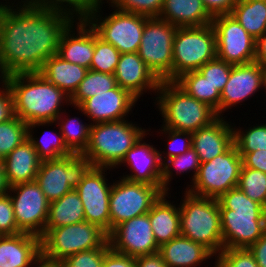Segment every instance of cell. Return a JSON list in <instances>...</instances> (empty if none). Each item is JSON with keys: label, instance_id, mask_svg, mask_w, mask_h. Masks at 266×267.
<instances>
[{"label": "cell", "instance_id": "38", "mask_svg": "<svg viewBox=\"0 0 266 267\" xmlns=\"http://www.w3.org/2000/svg\"><path fill=\"white\" fill-rule=\"evenodd\" d=\"M28 139V124L17 116L0 123V155L5 158Z\"/></svg>", "mask_w": 266, "mask_h": 267}, {"label": "cell", "instance_id": "32", "mask_svg": "<svg viewBox=\"0 0 266 267\" xmlns=\"http://www.w3.org/2000/svg\"><path fill=\"white\" fill-rule=\"evenodd\" d=\"M174 82L188 95L209 105L220 116L221 93L198 70L186 72Z\"/></svg>", "mask_w": 266, "mask_h": 267}, {"label": "cell", "instance_id": "36", "mask_svg": "<svg viewBox=\"0 0 266 267\" xmlns=\"http://www.w3.org/2000/svg\"><path fill=\"white\" fill-rule=\"evenodd\" d=\"M63 114L64 113L58 116L56 119L57 123L55 125L58 124L60 127L59 131L62 133L63 140L67 148L73 154H82L86 150L89 142L91 123L84 124L77 117L66 118L65 120V118L63 119Z\"/></svg>", "mask_w": 266, "mask_h": 267}, {"label": "cell", "instance_id": "8", "mask_svg": "<svg viewBox=\"0 0 266 267\" xmlns=\"http://www.w3.org/2000/svg\"><path fill=\"white\" fill-rule=\"evenodd\" d=\"M172 48V81H175L182 74L197 71L217 57L213 25L178 27Z\"/></svg>", "mask_w": 266, "mask_h": 267}, {"label": "cell", "instance_id": "14", "mask_svg": "<svg viewBox=\"0 0 266 267\" xmlns=\"http://www.w3.org/2000/svg\"><path fill=\"white\" fill-rule=\"evenodd\" d=\"M8 194L11 197L17 227L22 232L41 238L45 234L50 202L39 184L36 181L19 183L9 187Z\"/></svg>", "mask_w": 266, "mask_h": 267}, {"label": "cell", "instance_id": "30", "mask_svg": "<svg viewBox=\"0 0 266 267\" xmlns=\"http://www.w3.org/2000/svg\"><path fill=\"white\" fill-rule=\"evenodd\" d=\"M83 221H85L83 203L78 192L73 189L60 199L49 203L45 233L52 228L77 224Z\"/></svg>", "mask_w": 266, "mask_h": 267}, {"label": "cell", "instance_id": "49", "mask_svg": "<svg viewBox=\"0 0 266 267\" xmlns=\"http://www.w3.org/2000/svg\"><path fill=\"white\" fill-rule=\"evenodd\" d=\"M102 267H137L134 257L114 251L111 247L104 254Z\"/></svg>", "mask_w": 266, "mask_h": 267}, {"label": "cell", "instance_id": "22", "mask_svg": "<svg viewBox=\"0 0 266 267\" xmlns=\"http://www.w3.org/2000/svg\"><path fill=\"white\" fill-rule=\"evenodd\" d=\"M76 24L77 32L74 31L73 22L62 33L57 55L65 61L90 69L94 54V29L86 20H79ZM73 32L77 33L76 36Z\"/></svg>", "mask_w": 266, "mask_h": 267}, {"label": "cell", "instance_id": "54", "mask_svg": "<svg viewBox=\"0 0 266 267\" xmlns=\"http://www.w3.org/2000/svg\"><path fill=\"white\" fill-rule=\"evenodd\" d=\"M255 62L266 67V32L256 41Z\"/></svg>", "mask_w": 266, "mask_h": 267}, {"label": "cell", "instance_id": "5", "mask_svg": "<svg viewBox=\"0 0 266 267\" xmlns=\"http://www.w3.org/2000/svg\"><path fill=\"white\" fill-rule=\"evenodd\" d=\"M180 207V233L203 245L214 256L223 249L221 215L217 199L186 190Z\"/></svg>", "mask_w": 266, "mask_h": 267}, {"label": "cell", "instance_id": "21", "mask_svg": "<svg viewBox=\"0 0 266 267\" xmlns=\"http://www.w3.org/2000/svg\"><path fill=\"white\" fill-rule=\"evenodd\" d=\"M114 76L117 85L127 90L137 100L144 91L147 92V89L157 93L161 82L137 52L120 55Z\"/></svg>", "mask_w": 266, "mask_h": 267}, {"label": "cell", "instance_id": "55", "mask_svg": "<svg viewBox=\"0 0 266 267\" xmlns=\"http://www.w3.org/2000/svg\"><path fill=\"white\" fill-rule=\"evenodd\" d=\"M9 186L5 178L3 166L0 165V196L8 194Z\"/></svg>", "mask_w": 266, "mask_h": 267}, {"label": "cell", "instance_id": "16", "mask_svg": "<svg viewBox=\"0 0 266 267\" xmlns=\"http://www.w3.org/2000/svg\"><path fill=\"white\" fill-rule=\"evenodd\" d=\"M110 168L92 166L75 189L83 203L85 221L98 225L110 233V192L105 172Z\"/></svg>", "mask_w": 266, "mask_h": 267}, {"label": "cell", "instance_id": "50", "mask_svg": "<svg viewBox=\"0 0 266 267\" xmlns=\"http://www.w3.org/2000/svg\"><path fill=\"white\" fill-rule=\"evenodd\" d=\"M242 157V165L250 169H256L266 174V150H256L250 153H239Z\"/></svg>", "mask_w": 266, "mask_h": 267}, {"label": "cell", "instance_id": "51", "mask_svg": "<svg viewBox=\"0 0 266 267\" xmlns=\"http://www.w3.org/2000/svg\"><path fill=\"white\" fill-rule=\"evenodd\" d=\"M212 17L230 14L238 0H202Z\"/></svg>", "mask_w": 266, "mask_h": 267}, {"label": "cell", "instance_id": "20", "mask_svg": "<svg viewBox=\"0 0 266 267\" xmlns=\"http://www.w3.org/2000/svg\"><path fill=\"white\" fill-rule=\"evenodd\" d=\"M148 134L142 135L120 162V166L124 163L129 166L131 171V174L123 175L122 178L131 182H142L162 187L160 153L159 150L143 140Z\"/></svg>", "mask_w": 266, "mask_h": 267}, {"label": "cell", "instance_id": "15", "mask_svg": "<svg viewBox=\"0 0 266 267\" xmlns=\"http://www.w3.org/2000/svg\"><path fill=\"white\" fill-rule=\"evenodd\" d=\"M217 57L232 65L255 61L256 40L231 15L213 17Z\"/></svg>", "mask_w": 266, "mask_h": 267}, {"label": "cell", "instance_id": "42", "mask_svg": "<svg viewBox=\"0 0 266 267\" xmlns=\"http://www.w3.org/2000/svg\"><path fill=\"white\" fill-rule=\"evenodd\" d=\"M111 7L123 12L158 17L163 8L164 0H108Z\"/></svg>", "mask_w": 266, "mask_h": 267}, {"label": "cell", "instance_id": "9", "mask_svg": "<svg viewBox=\"0 0 266 267\" xmlns=\"http://www.w3.org/2000/svg\"><path fill=\"white\" fill-rule=\"evenodd\" d=\"M241 167L242 157L233 143L224 153L201 163L196 178L186 190L197 196L218 199L237 187Z\"/></svg>", "mask_w": 266, "mask_h": 267}, {"label": "cell", "instance_id": "35", "mask_svg": "<svg viewBox=\"0 0 266 267\" xmlns=\"http://www.w3.org/2000/svg\"><path fill=\"white\" fill-rule=\"evenodd\" d=\"M117 85L114 74L88 70L78 89L70 98V105L80 106L86 99L107 92Z\"/></svg>", "mask_w": 266, "mask_h": 267}, {"label": "cell", "instance_id": "17", "mask_svg": "<svg viewBox=\"0 0 266 267\" xmlns=\"http://www.w3.org/2000/svg\"><path fill=\"white\" fill-rule=\"evenodd\" d=\"M108 241L114 251L134 258L159 251L148 213L117 225L108 234Z\"/></svg>", "mask_w": 266, "mask_h": 267}, {"label": "cell", "instance_id": "24", "mask_svg": "<svg viewBox=\"0 0 266 267\" xmlns=\"http://www.w3.org/2000/svg\"><path fill=\"white\" fill-rule=\"evenodd\" d=\"M41 258V238L21 232L0 236V267H30Z\"/></svg>", "mask_w": 266, "mask_h": 267}, {"label": "cell", "instance_id": "37", "mask_svg": "<svg viewBox=\"0 0 266 267\" xmlns=\"http://www.w3.org/2000/svg\"><path fill=\"white\" fill-rule=\"evenodd\" d=\"M200 164L201 162L199 160V157L197 153L193 150V148L189 149L188 151L179 156L167 159L162 164V189L165 192H168L169 186L167 185H169V182L171 181V179H173L172 171H175V169L177 174H182L184 172L187 174L192 171L194 175L192 176L191 182H193L198 173Z\"/></svg>", "mask_w": 266, "mask_h": 267}, {"label": "cell", "instance_id": "7", "mask_svg": "<svg viewBox=\"0 0 266 267\" xmlns=\"http://www.w3.org/2000/svg\"><path fill=\"white\" fill-rule=\"evenodd\" d=\"M100 247H110L108 233L87 221L52 228L41 237V257L53 262Z\"/></svg>", "mask_w": 266, "mask_h": 267}, {"label": "cell", "instance_id": "13", "mask_svg": "<svg viewBox=\"0 0 266 267\" xmlns=\"http://www.w3.org/2000/svg\"><path fill=\"white\" fill-rule=\"evenodd\" d=\"M100 10L86 20L98 36L112 44L121 54L138 52L148 17L115 9L103 18Z\"/></svg>", "mask_w": 266, "mask_h": 267}, {"label": "cell", "instance_id": "48", "mask_svg": "<svg viewBox=\"0 0 266 267\" xmlns=\"http://www.w3.org/2000/svg\"><path fill=\"white\" fill-rule=\"evenodd\" d=\"M0 123L11 119L14 116L13 97L10 87L7 83L0 79Z\"/></svg>", "mask_w": 266, "mask_h": 267}, {"label": "cell", "instance_id": "10", "mask_svg": "<svg viewBox=\"0 0 266 267\" xmlns=\"http://www.w3.org/2000/svg\"><path fill=\"white\" fill-rule=\"evenodd\" d=\"M177 26L159 17H148L138 55L160 81H172L173 41Z\"/></svg>", "mask_w": 266, "mask_h": 267}, {"label": "cell", "instance_id": "6", "mask_svg": "<svg viewBox=\"0 0 266 267\" xmlns=\"http://www.w3.org/2000/svg\"><path fill=\"white\" fill-rule=\"evenodd\" d=\"M147 131L132 122L120 120L92 124L89 142L82 153L92 166L103 168L118 167L137 140Z\"/></svg>", "mask_w": 266, "mask_h": 267}, {"label": "cell", "instance_id": "44", "mask_svg": "<svg viewBox=\"0 0 266 267\" xmlns=\"http://www.w3.org/2000/svg\"><path fill=\"white\" fill-rule=\"evenodd\" d=\"M215 260L217 267H258L253 254L247 248L222 249Z\"/></svg>", "mask_w": 266, "mask_h": 267}, {"label": "cell", "instance_id": "1", "mask_svg": "<svg viewBox=\"0 0 266 267\" xmlns=\"http://www.w3.org/2000/svg\"><path fill=\"white\" fill-rule=\"evenodd\" d=\"M5 3L0 2V78L39 72L57 54L62 33L76 20L32 4L18 2L15 9L14 3Z\"/></svg>", "mask_w": 266, "mask_h": 267}, {"label": "cell", "instance_id": "33", "mask_svg": "<svg viewBox=\"0 0 266 267\" xmlns=\"http://www.w3.org/2000/svg\"><path fill=\"white\" fill-rule=\"evenodd\" d=\"M102 1L104 0H21L23 3L66 14L78 21L87 20L102 6Z\"/></svg>", "mask_w": 266, "mask_h": 267}, {"label": "cell", "instance_id": "39", "mask_svg": "<svg viewBox=\"0 0 266 267\" xmlns=\"http://www.w3.org/2000/svg\"><path fill=\"white\" fill-rule=\"evenodd\" d=\"M121 53L110 43L104 41L94 30V54L90 70L114 74Z\"/></svg>", "mask_w": 266, "mask_h": 267}, {"label": "cell", "instance_id": "26", "mask_svg": "<svg viewBox=\"0 0 266 267\" xmlns=\"http://www.w3.org/2000/svg\"><path fill=\"white\" fill-rule=\"evenodd\" d=\"M158 253L168 267H195L214 256L203 245L182 235L160 245Z\"/></svg>", "mask_w": 266, "mask_h": 267}, {"label": "cell", "instance_id": "41", "mask_svg": "<svg viewBox=\"0 0 266 267\" xmlns=\"http://www.w3.org/2000/svg\"><path fill=\"white\" fill-rule=\"evenodd\" d=\"M234 129V143L239 153H250L256 150H266V124L243 129Z\"/></svg>", "mask_w": 266, "mask_h": 267}, {"label": "cell", "instance_id": "2", "mask_svg": "<svg viewBox=\"0 0 266 267\" xmlns=\"http://www.w3.org/2000/svg\"><path fill=\"white\" fill-rule=\"evenodd\" d=\"M2 79L10 87L14 115L28 125L56 121L63 113L62 104L68 102L70 105V97L39 72L16 73Z\"/></svg>", "mask_w": 266, "mask_h": 267}, {"label": "cell", "instance_id": "52", "mask_svg": "<svg viewBox=\"0 0 266 267\" xmlns=\"http://www.w3.org/2000/svg\"><path fill=\"white\" fill-rule=\"evenodd\" d=\"M258 267H266V232L249 248Z\"/></svg>", "mask_w": 266, "mask_h": 267}, {"label": "cell", "instance_id": "23", "mask_svg": "<svg viewBox=\"0 0 266 267\" xmlns=\"http://www.w3.org/2000/svg\"><path fill=\"white\" fill-rule=\"evenodd\" d=\"M218 117L210 125L192 133V148L201 163L224 153L234 143V129L229 122Z\"/></svg>", "mask_w": 266, "mask_h": 267}, {"label": "cell", "instance_id": "19", "mask_svg": "<svg viewBox=\"0 0 266 267\" xmlns=\"http://www.w3.org/2000/svg\"><path fill=\"white\" fill-rule=\"evenodd\" d=\"M138 100L119 85L107 92L86 99L75 106L95 123L124 120Z\"/></svg>", "mask_w": 266, "mask_h": 267}, {"label": "cell", "instance_id": "12", "mask_svg": "<svg viewBox=\"0 0 266 267\" xmlns=\"http://www.w3.org/2000/svg\"><path fill=\"white\" fill-rule=\"evenodd\" d=\"M91 167L90 160L83 154L45 160L41 162L35 181L52 202L76 189Z\"/></svg>", "mask_w": 266, "mask_h": 267}, {"label": "cell", "instance_id": "40", "mask_svg": "<svg viewBox=\"0 0 266 267\" xmlns=\"http://www.w3.org/2000/svg\"><path fill=\"white\" fill-rule=\"evenodd\" d=\"M237 187L266 209V174L242 165Z\"/></svg>", "mask_w": 266, "mask_h": 267}, {"label": "cell", "instance_id": "27", "mask_svg": "<svg viewBox=\"0 0 266 267\" xmlns=\"http://www.w3.org/2000/svg\"><path fill=\"white\" fill-rule=\"evenodd\" d=\"M158 17L177 27L203 26L213 20L202 0H164Z\"/></svg>", "mask_w": 266, "mask_h": 267}, {"label": "cell", "instance_id": "11", "mask_svg": "<svg viewBox=\"0 0 266 267\" xmlns=\"http://www.w3.org/2000/svg\"><path fill=\"white\" fill-rule=\"evenodd\" d=\"M162 187L120 178L110 192V232L124 221L147 214L159 197Z\"/></svg>", "mask_w": 266, "mask_h": 267}, {"label": "cell", "instance_id": "18", "mask_svg": "<svg viewBox=\"0 0 266 267\" xmlns=\"http://www.w3.org/2000/svg\"><path fill=\"white\" fill-rule=\"evenodd\" d=\"M266 88V67L258 62L233 65L228 81L221 91L220 116L247 98L254 96L259 89Z\"/></svg>", "mask_w": 266, "mask_h": 267}, {"label": "cell", "instance_id": "56", "mask_svg": "<svg viewBox=\"0 0 266 267\" xmlns=\"http://www.w3.org/2000/svg\"><path fill=\"white\" fill-rule=\"evenodd\" d=\"M34 265L36 267H65L62 262L48 261L42 257Z\"/></svg>", "mask_w": 266, "mask_h": 267}, {"label": "cell", "instance_id": "45", "mask_svg": "<svg viewBox=\"0 0 266 267\" xmlns=\"http://www.w3.org/2000/svg\"><path fill=\"white\" fill-rule=\"evenodd\" d=\"M163 129H161L160 131L162 132V134H168V140L169 141V150L165 153L163 152H159L160 153V160L162 162V164L167 160L170 159L172 157H176L179 156L183 153H185L186 151H188L189 149L192 148V133L189 132H180V131H175L172 129H168L165 127H161ZM181 142V143H180ZM180 144V145H178ZM177 148V149H176ZM167 154L164 156H162L163 154Z\"/></svg>", "mask_w": 266, "mask_h": 267}, {"label": "cell", "instance_id": "47", "mask_svg": "<svg viewBox=\"0 0 266 267\" xmlns=\"http://www.w3.org/2000/svg\"><path fill=\"white\" fill-rule=\"evenodd\" d=\"M21 232L16 224L10 195L0 196V236L16 235Z\"/></svg>", "mask_w": 266, "mask_h": 267}, {"label": "cell", "instance_id": "29", "mask_svg": "<svg viewBox=\"0 0 266 267\" xmlns=\"http://www.w3.org/2000/svg\"><path fill=\"white\" fill-rule=\"evenodd\" d=\"M88 70L78 64L65 61L56 54L45 61L39 73L71 98Z\"/></svg>", "mask_w": 266, "mask_h": 267}, {"label": "cell", "instance_id": "34", "mask_svg": "<svg viewBox=\"0 0 266 267\" xmlns=\"http://www.w3.org/2000/svg\"><path fill=\"white\" fill-rule=\"evenodd\" d=\"M53 123H56V121L35 122L33 124L28 125V139L32 143L34 149L37 151L38 156L42 161L58 159L60 157H66L73 154L65 145L61 132H59L57 136L55 135V137L50 134L51 135V136L49 135L50 138L48 137L45 131L41 139L33 137L32 134L33 128L35 129L36 126L38 127L43 125L46 126L47 124L52 125Z\"/></svg>", "mask_w": 266, "mask_h": 267}, {"label": "cell", "instance_id": "28", "mask_svg": "<svg viewBox=\"0 0 266 267\" xmlns=\"http://www.w3.org/2000/svg\"><path fill=\"white\" fill-rule=\"evenodd\" d=\"M163 193L148 212L152 231L158 246L171 241L180 233V207L166 199Z\"/></svg>", "mask_w": 266, "mask_h": 267}, {"label": "cell", "instance_id": "31", "mask_svg": "<svg viewBox=\"0 0 266 267\" xmlns=\"http://www.w3.org/2000/svg\"><path fill=\"white\" fill-rule=\"evenodd\" d=\"M230 14L256 41L266 32V0H238Z\"/></svg>", "mask_w": 266, "mask_h": 267}, {"label": "cell", "instance_id": "43", "mask_svg": "<svg viewBox=\"0 0 266 267\" xmlns=\"http://www.w3.org/2000/svg\"><path fill=\"white\" fill-rule=\"evenodd\" d=\"M232 66V64L216 57L208 61L198 71L221 93L228 81Z\"/></svg>", "mask_w": 266, "mask_h": 267}, {"label": "cell", "instance_id": "53", "mask_svg": "<svg viewBox=\"0 0 266 267\" xmlns=\"http://www.w3.org/2000/svg\"><path fill=\"white\" fill-rule=\"evenodd\" d=\"M135 261L137 267H168L158 252L136 257Z\"/></svg>", "mask_w": 266, "mask_h": 267}, {"label": "cell", "instance_id": "57", "mask_svg": "<svg viewBox=\"0 0 266 267\" xmlns=\"http://www.w3.org/2000/svg\"><path fill=\"white\" fill-rule=\"evenodd\" d=\"M3 164V158H2V156L0 155V165H2Z\"/></svg>", "mask_w": 266, "mask_h": 267}, {"label": "cell", "instance_id": "4", "mask_svg": "<svg viewBox=\"0 0 266 267\" xmlns=\"http://www.w3.org/2000/svg\"><path fill=\"white\" fill-rule=\"evenodd\" d=\"M157 96L162 127L193 133L219 117L213 108L188 95L174 81H161Z\"/></svg>", "mask_w": 266, "mask_h": 267}, {"label": "cell", "instance_id": "3", "mask_svg": "<svg viewBox=\"0 0 266 267\" xmlns=\"http://www.w3.org/2000/svg\"><path fill=\"white\" fill-rule=\"evenodd\" d=\"M223 249L249 248L266 232V209L234 187L218 199Z\"/></svg>", "mask_w": 266, "mask_h": 267}, {"label": "cell", "instance_id": "25", "mask_svg": "<svg viewBox=\"0 0 266 267\" xmlns=\"http://www.w3.org/2000/svg\"><path fill=\"white\" fill-rule=\"evenodd\" d=\"M42 160L29 139L3 158V169L9 187L36 180Z\"/></svg>", "mask_w": 266, "mask_h": 267}, {"label": "cell", "instance_id": "46", "mask_svg": "<svg viewBox=\"0 0 266 267\" xmlns=\"http://www.w3.org/2000/svg\"><path fill=\"white\" fill-rule=\"evenodd\" d=\"M110 247L78 252L62 261L65 267H102L104 254Z\"/></svg>", "mask_w": 266, "mask_h": 267}]
</instances>
